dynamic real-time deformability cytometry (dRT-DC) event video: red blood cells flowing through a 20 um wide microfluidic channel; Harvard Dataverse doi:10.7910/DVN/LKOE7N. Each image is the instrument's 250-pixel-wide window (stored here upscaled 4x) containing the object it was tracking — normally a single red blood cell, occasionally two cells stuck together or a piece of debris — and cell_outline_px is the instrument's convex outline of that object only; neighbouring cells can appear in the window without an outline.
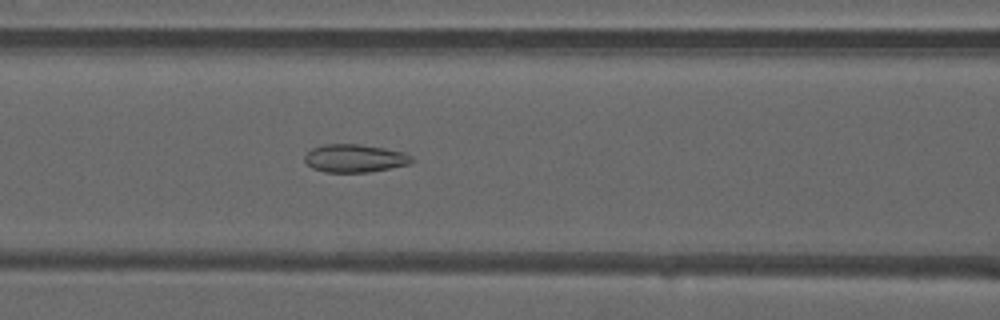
{"species": "common noctule bat (a hibernating species)", "species_latin": "Nyctalus noctula", "temperature_condition": "warm", "stored_images_in_passage": 39, "camera_frame_rate_fps": 3000, "um_per_image_px": 0.085, "animal": {"sex": "male", "forearm_length_mm": 52.5}, "frame": {"image": 1, "passage_image": 11, "time_ms": 3.333, "image_size_px": [1000, 320], "cell_outline_px": [[416, 160], [408, 164], [368, 172], [324, 172], [312, 168], [304, 160], [304, 156], [312, 148], [324, 144], [360, 144], [384, 148], [404, 152], [412, 156]], "centroid_in_image_um": [30.15, 13.45], "position_along_channel_um": 136.4, "area_um2": 17.46}}
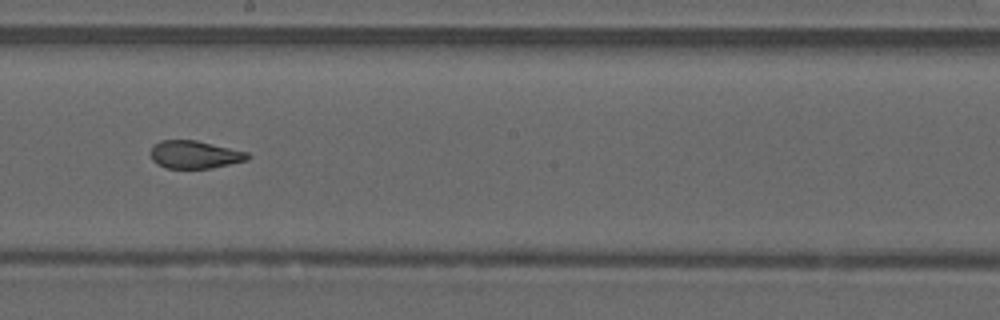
{"frame": {"image": 2, "passage_image": 18, "time_ms": 5.667, "image_size_px": [1000, 320], "cell_outline_px": [[252, 156], [248, 160], [212, 168], [164, 168], [156, 164], [152, 160], [148, 152], [160, 140], [196, 140], [248, 152]], "centroid_in_image_um": [16.54, 13.14], "position_along_channel_um": 231.7, "area_um2": 15.9}}
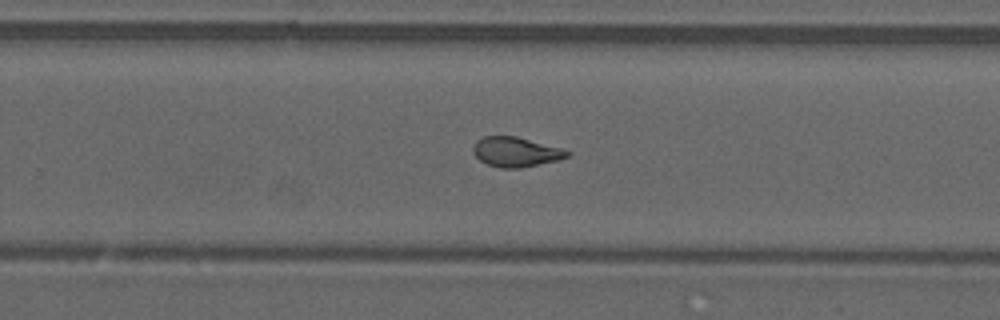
{"frame": {"image": 3, "passage_image": 22, "time_ms": 7.0, "image_size_px": [1000, 320], "cell_outline_px": [[572, 152], [568, 156], [560, 160], [520, 168], [500, 168], [488, 164], [480, 160], [472, 152], [472, 148], [476, 140], [484, 136], [516, 136], [564, 148]], "centroid_in_image_um": [43.87, 12.91], "position_along_channel_um": 285.9, "area_um2": 16.53}, "authors_computed_cell_mechanics": {"area_um2": 16.762, "velocity_mm_per_s": 4.0899, "shape_relaxation_time_tau1_ms": null, "shape_relaxation_time_tau2_ms": 1.1504, "deformation_change_tau1": null, "deformation_change_tau2": 0.0782}}